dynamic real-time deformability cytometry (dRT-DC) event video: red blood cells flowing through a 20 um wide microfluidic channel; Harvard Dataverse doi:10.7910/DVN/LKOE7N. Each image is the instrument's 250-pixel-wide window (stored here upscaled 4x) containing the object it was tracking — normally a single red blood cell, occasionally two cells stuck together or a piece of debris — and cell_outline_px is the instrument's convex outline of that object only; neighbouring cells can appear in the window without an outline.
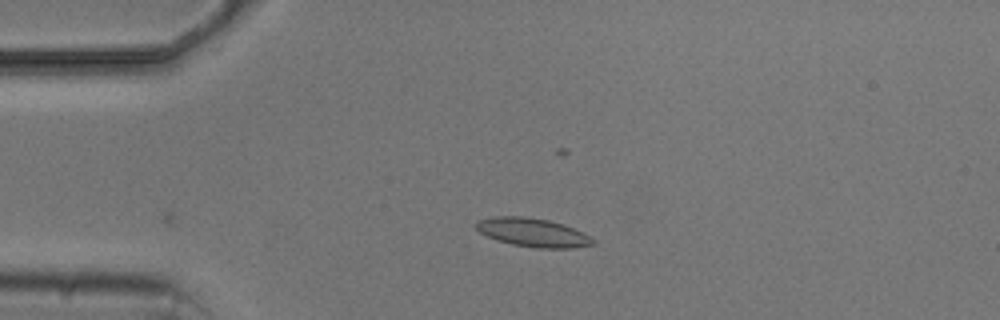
{"species": "common noctule bat (a hibernating species)", "species_latin": "Nyctalus noctula", "temperature_condition": "cold", "stored_images_in_passage": 4, "camera_frame_rate_fps": 3000, "um_per_image_px": 0.085, "animal": {"sex": "male", "body_mass_g": 20.5, "forearm_length_mm": 52.5}, "frame": {"image": 1, "passage_image": 4, "time_ms": 3.333, "image_size_px": [1000, 320], "cell_outline_px": [[596, 244], [572, 248], [536, 248], [512, 244], [496, 240], [480, 232], [476, 228], [476, 220], [492, 216], [520, 216], [548, 220], [572, 228], [596, 240]], "centroid_in_image_um": [45.25, 19.76], "position_along_channel_um": 39.7, "area_um2": 19.31}}